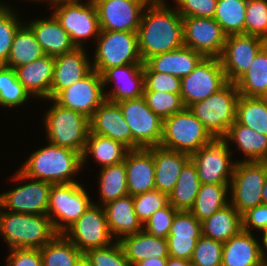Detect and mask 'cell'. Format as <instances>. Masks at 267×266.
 Instances as JSON below:
<instances>
[{
    "instance_id": "1",
    "label": "cell",
    "mask_w": 267,
    "mask_h": 266,
    "mask_svg": "<svg viewBox=\"0 0 267 266\" xmlns=\"http://www.w3.org/2000/svg\"><path fill=\"white\" fill-rule=\"evenodd\" d=\"M137 36L144 63L154 55L170 52L184 45L183 18L176 8L167 7L164 0L148 3L142 13Z\"/></svg>"
},
{
    "instance_id": "2",
    "label": "cell",
    "mask_w": 267,
    "mask_h": 266,
    "mask_svg": "<svg viewBox=\"0 0 267 266\" xmlns=\"http://www.w3.org/2000/svg\"><path fill=\"white\" fill-rule=\"evenodd\" d=\"M81 169V153L49 143L31 153L19 170L31 179L65 184L78 183L72 176Z\"/></svg>"
},
{
    "instance_id": "3",
    "label": "cell",
    "mask_w": 267,
    "mask_h": 266,
    "mask_svg": "<svg viewBox=\"0 0 267 266\" xmlns=\"http://www.w3.org/2000/svg\"><path fill=\"white\" fill-rule=\"evenodd\" d=\"M0 209V232L11 249L42 248L57 233L47 214H24Z\"/></svg>"
},
{
    "instance_id": "4",
    "label": "cell",
    "mask_w": 267,
    "mask_h": 266,
    "mask_svg": "<svg viewBox=\"0 0 267 266\" xmlns=\"http://www.w3.org/2000/svg\"><path fill=\"white\" fill-rule=\"evenodd\" d=\"M239 97L235 83L228 82L219 91L191 105L189 109L214 139H222L236 121Z\"/></svg>"
},
{
    "instance_id": "5",
    "label": "cell",
    "mask_w": 267,
    "mask_h": 266,
    "mask_svg": "<svg viewBox=\"0 0 267 266\" xmlns=\"http://www.w3.org/2000/svg\"><path fill=\"white\" fill-rule=\"evenodd\" d=\"M214 138L189 108L163 119V134L160 147L191 155Z\"/></svg>"
},
{
    "instance_id": "6",
    "label": "cell",
    "mask_w": 267,
    "mask_h": 266,
    "mask_svg": "<svg viewBox=\"0 0 267 266\" xmlns=\"http://www.w3.org/2000/svg\"><path fill=\"white\" fill-rule=\"evenodd\" d=\"M49 100L53 105L44 116L48 143L82 154L90 131L89 118Z\"/></svg>"
},
{
    "instance_id": "7",
    "label": "cell",
    "mask_w": 267,
    "mask_h": 266,
    "mask_svg": "<svg viewBox=\"0 0 267 266\" xmlns=\"http://www.w3.org/2000/svg\"><path fill=\"white\" fill-rule=\"evenodd\" d=\"M92 69L100 75L108 68L144 64L139 52L137 32L100 30Z\"/></svg>"
},
{
    "instance_id": "8",
    "label": "cell",
    "mask_w": 267,
    "mask_h": 266,
    "mask_svg": "<svg viewBox=\"0 0 267 266\" xmlns=\"http://www.w3.org/2000/svg\"><path fill=\"white\" fill-rule=\"evenodd\" d=\"M80 183L52 184L47 215L57 234H63L93 204Z\"/></svg>"
},
{
    "instance_id": "9",
    "label": "cell",
    "mask_w": 267,
    "mask_h": 266,
    "mask_svg": "<svg viewBox=\"0 0 267 266\" xmlns=\"http://www.w3.org/2000/svg\"><path fill=\"white\" fill-rule=\"evenodd\" d=\"M267 178V162L236 161L229 185L230 203L242 215L248 209L263 204L262 188Z\"/></svg>"
},
{
    "instance_id": "10",
    "label": "cell",
    "mask_w": 267,
    "mask_h": 266,
    "mask_svg": "<svg viewBox=\"0 0 267 266\" xmlns=\"http://www.w3.org/2000/svg\"><path fill=\"white\" fill-rule=\"evenodd\" d=\"M132 134V150L159 146L163 119L147 105L143 96L118 103Z\"/></svg>"
},
{
    "instance_id": "11",
    "label": "cell",
    "mask_w": 267,
    "mask_h": 266,
    "mask_svg": "<svg viewBox=\"0 0 267 266\" xmlns=\"http://www.w3.org/2000/svg\"><path fill=\"white\" fill-rule=\"evenodd\" d=\"M228 83L220 58H204L195 69L181 78V99L184 107L203 101Z\"/></svg>"
},
{
    "instance_id": "12",
    "label": "cell",
    "mask_w": 267,
    "mask_h": 266,
    "mask_svg": "<svg viewBox=\"0 0 267 266\" xmlns=\"http://www.w3.org/2000/svg\"><path fill=\"white\" fill-rule=\"evenodd\" d=\"M83 254L91 249L105 247L113 242L103 206L93 203L63 233Z\"/></svg>"
},
{
    "instance_id": "13",
    "label": "cell",
    "mask_w": 267,
    "mask_h": 266,
    "mask_svg": "<svg viewBox=\"0 0 267 266\" xmlns=\"http://www.w3.org/2000/svg\"><path fill=\"white\" fill-rule=\"evenodd\" d=\"M54 8L52 14L70 35L76 47H83V42L88 38L95 36L97 39L100 26L96 5L92 0H88L86 4L81 1L59 3Z\"/></svg>"
},
{
    "instance_id": "14",
    "label": "cell",
    "mask_w": 267,
    "mask_h": 266,
    "mask_svg": "<svg viewBox=\"0 0 267 266\" xmlns=\"http://www.w3.org/2000/svg\"><path fill=\"white\" fill-rule=\"evenodd\" d=\"M229 144L214 139L190 155L201 184H230L236 162L231 161Z\"/></svg>"
},
{
    "instance_id": "15",
    "label": "cell",
    "mask_w": 267,
    "mask_h": 266,
    "mask_svg": "<svg viewBox=\"0 0 267 266\" xmlns=\"http://www.w3.org/2000/svg\"><path fill=\"white\" fill-rule=\"evenodd\" d=\"M12 178L15 181H33L0 194V208L15 213L47 214L52 184L31 179L20 170Z\"/></svg>"
},
{
    "instance_id": "16",
    "label": "cell",
    "mask_w": 267,
    "mask_h": 266,
    "mask_svg": "<svg viewBox=\"0 0 267 266\" xmlns=\"http://www.w3.org/2000/svg\"><path fill=\"white\" fill-rule=\"evenodd\" d=\"M184 46L205 58H220L227 35L214 18L182 17Z\"/></svg>"
},
{
    "instance_id": "17",
    "label": "cell",
    "mask_w": 267,
    "mask_h": 266,
    "mask_svg": "<svg viewBox=\"0 0 267 266\" xmlns=\"http://www.w3.org/2000/svg\"><path fill=\"white\" fill-rule=\"evenodd\" d=\"M266 44L267 41L254 35H228L220 56L227 81L235 83L249 69L251 62Z\"/></svg>"
},
{
    "instance_id": "18",
    "label": "cell",
    "mask_w": 267,
    "mask_h": 266,
    "mask_svg": "<svg viewBox=\"0 0 267 266\" xmlns=\"http://www.w3.org/2000/svg\"><path fill=\"white\" fill-rule=\"evenodd\" d=\"M101 75L92 70L82 80L61 90L53 100L62 107L91 118L95 110L105 100Z\"/></svg>"
},
{
    "instance_id": "19",
    "label": "cell",
    "mask_w": 267,
    "mask_h": 266,
    "mask_svg": "<svg viewBox=\"0 0 267 266\" xmlns=\"http://www.w3.org/2000/svg\"><path fill=\"white\" fill-rule=\"evenodd\" d=\"M98 12L100 30L137 32L145 0H92Z\"/></svg>"
},
{
    "instance_id": "20",
    "label": "cell",
    "mask_w": 267,
    "mask_h": 266,
    "mask_svg": "<svg viewBox=\"0 0 267 266\" xmlns=\"http://www.w3.org/2000/svg\"><path fill=\"white\" fill-rule=\"evenodd\" d=\"M103 88L107 83L116 85L111 93L105 92L106 100L119 103L128 99L143 96L144 74L143 64H127L106 69L102 74Z\"/></svg>"
},
{
    "instance_id": "21",
    "label": "cell",
    "mask_w": 267,
    "mask_h": 266,
    "mask_svg": "<svg viewBox=\"0 0 267 266\" xmlns=\"http://www.w3.org/2000/svg\"><path fill=\"white\" fill-rule=\"evenodd\" d=\"M87 57L84 47H76L70 52L54 57L50 99H53L61 90L82 80L93 70L92 63Z\"/></svg>"
},
{
    "instance_id": "22",
    "label": "cell",
    "mask_w": 267,
    "mask_h": 266,
    "mask_svg": "<svg viewBox=\"0 0 267 266\" xmlns=\"http://www.w3.org/2000/svg\"><path fill=\"white\" fill-rule=\"evenodd\" d=\"M90 132L112 138L132 150V134L118 103L104 100L89 119Z\"/></svg>"
},
{
    "instance_id": "23",
    "label": "cell",
    "mask_w": 267,
    "mask_h": 266,
    "mask_svg": "<svg viewBox=\"0 0 267 266\" xmlns=\"http://www.w3.org/2000/svg\"><path fill=\"white\" fill-rule=\"evenodd\" d=\"M128 195L155 189L153 147L129 150L125 156Z\"/></svg>"
},
{
    "instance_id": "24",
    "label": "cell",
    "mask_w": 267,
    "mask_h": 266,
    "mask_svg": "<svg viewBox=\"0 0 267 266\" xmlns=\"http://www.w3.org/2000/svg\"><path fill=\"white\" fill-rule=\"evenodd\" d=\"M17 79L33 97L50 99L54 56L44 55L29 64L15 68Z\"/></svg>"
},
{
    "instance_id": "25",
    "label": "cell",
    "mask_w": 267,
    "mask_h": 266,
    "mask_svg": "<svg viewBox=\"0 0 267 266\" xmlns=\"http://www.w3.org/2000/svg\"><path fill=\"white\" fill-rule=\"evenodd\" d=\"M153 160L155 163V189L169 196L182 168L190 160V155L155 146L153 147Z\"/></svg>"
},
{
    "instance_id": "26",
    "label": "cell",
    "mask_w": 267,
    "mask_h": 266,
    "mask_svg": "<svg viewBox=\"0 0 267 266\" xmlns=\"http://www.w3.org/2000/svg\"><path fill=\"white\" fill-rule=\"evenodd\" d=\"M204 58L202 54L183 45L170 52L154 55L144 63L153 72L168 73L183 78L188 76Z\"/></svg>"
},
{
    "instance_id": "27",
    "label": "cell",
    "mask_w": 267,
    "mask_h": 266,
    "mask_svg": "<svg viewBox=\"0 0 267 266\" xmlns=\"http://www.w3.org/2000/svg\"><path fill=\"white\" fill-rule=\"evenodd\" d=\"M109 231L119 241L122 237L143 230L134 210L133 196L117 198L103 205Z\"/></svg>"
},
{
    "instance_id": "28",
    "label": "cell",
    "mask_w": 267,
    "mask_h": 266,
    "mask_svg": "<svg viewBox=\"0 0 267 266\" xmlns=\"http://www.w3.org/2000/svg\"><path fill=\"white\" fill-rule=\"evenodd\" d=\"M27 25L31 28L45 55L55 57L76 48L70 35L53 14L48 19L33 20Z\"/></svg>"
},
{
    "instance_id": "29",
    "label": "cell",
    "mask_w": 267,
    "mask_h": 266,
    "mask_svg": "<svg viewBox=\"0 0 267 266\" xmlns=\"http://www.w3.org/2000/svg\"><path fill=\"white\" fill-rule=\"evenodd\" d=\"M119 243L131 266L147 258L169 257L167 238L152 236L144 230L122 237Z\"/></svg>"
},
{
    "instance_id": "30",
    "label": "cell",
    "mask_w": 267,
    "mask_h": 266,
    "mask_svg": "<svg viewBox=\"0 0 267 266\" xmlns=\"http://www.w3.org/2000/svg\"><path fill=\"white\" fill-rule=\"evenodd\" d=\"M254 234L241 230L223 243L221 266H254L263 257Z\"/></svg>"
},
{
    "instance_id": "31",
    "label": "cell",
    "mask_w": 267,
    "mask_h": 266,
    "mask_svg": "<svg viewBox=\"0 0 267 266\" xmlns=\"http://www.w3.org/2000/svg\"><path fill=\"white\" fill-rule=\"evenodd\" d=\"M227 144L229 141L236 142L237 148L245 156L243 161L267 162V135L239 124L235 121L222 138Z\"/></svg>"
},
{
    "instance_id": "32",
    "label": "cell",
    "mask_w": 267,
    "mask_h": 266,
    "mask_svg": "<svg viewBox=\"0 0 267 266\" xmlns=\"http://www.w3.org/2000/svg\"><path fill=\"white\" fill-rule=\"evenodd\" d=\"M201 225L202 236L224 243L242 230V215L229 203Z\"/></svg>"
},
{
    "instance_id": "33",
    "label": "cell",
    "mask_w": 267,
    "mask_h": 266,
    "mask_svg": "<svg viewBox=\"0 0 267 266\" xmlns=\"http://www.w3.org/2000/svg\"><path fill=\"white\" fill-rule=\"evenodd\" d=\"M129 149L112 138L104 137L89 131L82 155V167L91 154L101 168L114 165L125 160Z\"/></svg>"
},
{
    "instance_id": "34",
    "label": "cell",
    "mask_w": 267,
    "mask_h": 266,
    "mask_svg": "<svg viewBox=\"0 0 267 266\" xmlns=\"http://www.w3.org/2000/svg\"><path fill=\"white\" fill-rule=\"evenodd\" d=\"M235 85L242 96L267 98V44L258 52L249 69Z\"/></svg>"
},
{
    "instance_id": "35",
    "label": "cell",
    "mask_w": 267,
    "mask_h": 266,
    "mask_svg": "<svg viewBox=\"0 0 267 266\" xmlns=\"http://www.w3.org/2000/svg\"><path fill=\"white\" fill-rule=\"evenodd\" d=\"M201 182L198 170L191 159L182 168L181 174L169 194V203L178 211H189L195 202Z\"/></svg>"
},
{
    "instance_id": "36",
    "label": "cell",
    "mask_w": 267,
    "mask_h": 266,
    "mask_svg": "<svg viewBox=\"0 0 267 266\" xmlns=\"http://www.w3.org/2000/svg\"><path fill=\"white\" fill-rule=\"evenodd\" d=\"M44 55L45 53L31 28L23 23L14 36L5 66L15 69L29 64Z\"/></svg>"
},
{
    "instance_id": "37",
    "label": "cell",
    "mask_w": 267,
    "mask_h": 266,
    "mask_svg": "<svg viewBox=\"0 0 267 266\" xmlns=\"http://www.w3.org/2000/svg\"><path fill=\"white\" fill-rule=\"evenodd\" d=\"M43 266H81L83 253L64 235L56 234L40 248Z\"/></svg>"
},
{
    "instance_id": "38",
    "label": "cell",
    "mask_w": 267,
    "mask_h": 266,
    "mask_svg": "<svg viewBox=\"0 0 267 266\" xmlns=\"http://www.w3.org/2000/svg\"><path fill=\"white\" fill-rule=\"evenodd\" d=\"M230 184H201L193 207L189 210L199 221L225 207Z\"/></svg>"
},
{
    "instance_id": "39",
    "label": "cell",
    "mask_w": 267,
    "mask_h": 266,
    "mask_svg": "<svg viewBox=\"0 0 267 266\" xmlns=\"http://www.w3.org/2000/svg\"><path fill=\"white\" fill-rule=\"evenodd\" d=\"M98 179L101 206L128 195L125 160L101 168Z\"/></svg>"
},
{
    "instance_id": "40",
    "label": "cell",
    "mask_w": 267,
    "mask_h": 266,
    "mask_svg": "<svg viewBox=\"0 0 267 266\" xmlns=\"http://www.w3.org/2000/svg\"><path fill=\"white\" fill-rule=\"evenodd\" d=\"M236 121L254 131L267 135V98L240 95L237 103Z\"/></svg>"
},
{
    "instance_id": "41",
    "label": "cell",
    "mask_w": 267,
    "mask_h": 266,
    "mask_svg": "<svg viewBox=\"0 0 267 266\" xmlns=\"http://www.w3.org/2000/svg\"><path fill=\"white\" fill-rule=\"evenodd\" d=\"M248 0H218L215 21L228 36L244 34L246 7Z\"/></svg>"
},
{
    "instance_id": "42",
    "label": "cell",
    "mask_w": 267,
    "mask_h": 266,
    "mask_svg": "<svg viewBox=\"0 0 267 266\" xmlns=\"http://www.w3.org/2000/svg\"><path fill=\"white\" fill-rule=\"evenodd\" d=\"M30 93L17 79L15 69L0 65V105L17 107L25 104Z\"/></svg>"
},
{
    "instance_id": "43",
    "label": "cell",
    "mask_w": 267,
    "mask_h": 266,
    "mask_svg": "<svg viewBox=\"0 0 267 266\" xmlns=\"http://www.w3.org/2000/svg\"><path fill=\"white\" fill-rule=\"evenodd\" d=\"M86 266H131L119 241L112 244L88 250L83 254Z\"/></svg>"
},
{
    "instance_id": "44",
    "label": "cell",
    "mask_w": 267,
    "mask_h": 266,
    "mask_svg": "<svg viewBox=\"0 0 267 266\" xmlns=\"http://www.w3.org/2000/svg\"><path fill=\"white\" fill-rule=\"evenodd\" d=\"M1 3V2H0ZM22 25L13 9L0 4V65H6L17 29Z\"/></svg>"
},
{
    "instance_id": "45",
    "label": "cell",
    "mask_w": 267,
    "mask_h": 266,
    "mask_svg": "<svg viewBox=\"0 0 267 266\" xmlns=\"http://www.w3.org/2000/svg\"><path fill=\"white\" fill-rule=\"evenodd\" d=\"M143 97L148 107L162 119L184 108L180 93L144 91Z\"/></svg>"
},
{
    "instance_id": "46",
    "label": "cell",
    "mask_w": 267,
    "mask_h": 266,
    "mask_svg": "<svg viewBox=\"0 0 267 266\" xmlns=\"http://www.w3.org/2000/svg\"><path fill=\"white\" fill-rule=\"evenodd\" d=\"M244 34L258 36L267 41V0H248Z\"/></svg>"
},
{
    "instance_id": "47",
    "label": "cell",
    "mask_w": 267,
    "mask_h": 266,
    "mask_svg": "<svg viewBox=\"0 0 267 266\" xmlns=\"http://www.w3.org/2000/svg\"><path fill=\"white\" fill-rule=\"evenodd\" d=\"M223 243L201 236L195 246L192 258V266H221Z\"/></svg>"
},
{
    "instance_id": "48",
    "label": "cell",
    "mask_w": 267,
    "mask_h": 266,
    "mask_svg": "<svg viewBox=\"0 0 267 266\" xmlns=\"http://www.w3.org/2000/svg\"><path fill=\"white\" fill-rule=\"evenodd\" d=\"M134 210L142 225L158 209L169 204L168 195L159 190H151L144 194L133 196Z\"/></svg>"
},
{
    "instance_id": "49",
    "label": "cell",
    "mask_w": 267,
    "mask_h": 266,
    "mask_svg": "<svg viewBox=\"0 0 267 266\" xmlns=\"http://www.w3.org/2000/svg\"><path fill=\"white\" fill-rule=\"evenodd\" d=\"M144 91H160L170 93L181 92V78L168 74L153 72L143 64Z\"/></svg>"
},
{
    "instance_id": "50",
    "label": "cell",
    "mask_w": 267,
    "mask_h": 266,
    "mask_svg": "<svg viewBox=\"0 0 267 266\" xmlns=\"http://www.w3.org/2000/svg\"><path fill=\"white\" fill-rule=\"evenodd\" d=\"M178 212L170 203L154 212L143 224V230L155 237L167 238L173 218Z\"/></svg>"
},
{
    "instance_id": "51",
    "label": "cell",
    "mask_w": 267,
    "mask_h": 266,
    "mask_svg": "<svg viewBox=\"0 0 267 266\" xmlns=\"http://www.w3.org/2000/svg\"><path fill=\"white\" fill-rule=\"evenodd\" d=\"M168 236H202V225L190 211H178Z\"/></svg>"
},
{
    "instance_id": "52",
    "label": "cell",
    "mask_w": 267,
    "mask_h": 266,
    "mask_svg": "<svg viewBox=\"0 0 267 266\" xmlns=\"http://www.w3.org/2000/svg\"><path fill=\"white\" fill-rule=\"evenodd\" d=\"M218 0H175L176 10L182 17L213 18Z\"/></svg>"
},
{
    "instance_id": "53",
    "label": "cell",
    "mask_w": 267,
    "mask_h": 266,
    "mask_svg": "<svg viewBox=\"0 0 267 266\" xmlns=\"http://www.w3.org/2000/svg\"><path fill=\"white\" fill-rule=\"evenodd\" d=\"M201 236H168L169 256L190 261Z\"/></svg>"
},
{
    "instance_id": "54",
    "label": "cell",
    "mask_w": 267,
    "mask_h": 266,
    "mask_svg": "<svg viewBox=\"0 0 267 266\" xmlns=\"http://www.w3.org/2000/svg\"><path fill=\"white\" fill-rule=\"evenodd\" d=\"M7 266H43L41 251L38 248L10 249Z\"/></svg>"
},
{
    "instance_id": "55",
    "label": "cell",
    "mask_w": 267,
    "mask_h": 266,
    "mask_svg": "<svg viewBox=\"0 0 267 266\" xmlns=\"http://www.w3.org/2000/svg\"><path fill=\"white\" fill-rule=\"evenodd\" d=\"M251 228L267 229V205L260 204L242 214V230L252 233Z\"/></svg>"
},
{
    "instance_id": "56",
    "label": "cell",
    "mask_w": 267,
    "mask_h": 266,
    "mask_svg": "<svg viewBox=\"0 0 267 266\" xmlns=\"http://www.w3.org/2000/svg\"><path fill=\"white\" fill-rule=\"evenodd\" d=\"M167 258H147L137 262L134 266H166Z\"/></svg>"
},
{
    "instance_id": "57",
    "label": "cell",
    "mask_w": 267,
    "mask_h": 266,
    "mask_svg": "<svg viewBox=\"0 0 267 266\" xmlns=\"http://www.w3.org/2000/svg\"><path fill=\"white\" fill-rule=\"evenodd\" d=\"M166 266H192L191 262L184 259H178L169 256L167 258Z\"/></svg>"
},
{
    "instance_id": "58",
    "label": "cell",
    "mask_w": 267,
    "mask_h": 266,
    "mask_svg": "<svg viewBox=\"0 0 267 266\" xmlns=\"http://www.w3.org/2000/svg\"><path fill=\"white\" fill-rule=\"evenodd\" d=\"M260 232H263V237H262L263 244L262 245H264V246H262L260 244V252H261L262 257L266 258L267 257V229L262 230Z\"/></svg>"
},
{
    "instance_id": "59",
    "label": "cell",
    "mask_w": 267,
    "mask_h": 266,
    "mask_svg": "<svg viewBox=\"0 0 267 266\" xmlns=\"http://www.w3.org/2000/svg\"><path fill=\"white\" fill-rule=\"evenodd\" d=\"M262 200H263V204L267 205V178L265 181V184L262 188Z\"/></svg>"
},
{
    "instance_id": "60",
    "label": "cell",
    "mask_w": 267,
    "mask_h": 266,
    "mask_svg": "<svg viewBox=\"0 0 267 266\" xmlns=\"http://www.w3.org/2000/svg\"><path fill=\"white\" fill-rule=\"evenodd\" d=\"M46 1L54 6L59 3L79 2L81 0H46Z\"/></svg>"
},
{
    "instance_id": "61",
    "label": "cell",
    "mask_w": 267,
    "mask_h": 266,
    "mask_svg": "<svg viewBox=\"0 0 267 266\" xmlns=\"http://www.w3.org/2000/svg\"><path fill=\"white\" fill-rule=\"evenodd\" d=\"M254 266H267V257L262 258L259 262H257Z\"/></svg>"
},
{
    "instance_id": "62",
    "label": "cell",
    "mask_w": 267,
    "mask_h": 266,
    "mask_svg": "<svg viewBox=\"0 0 267 266\" xmlns=\"http://www.w3.org/2000/svg\"><path fill=\"white\" fill-rule=\"evenodd\" d=\"M147 3H151V2H155V1H158V0H145Z\"/></svg>"
},
{
    "instance_id": "63",
    "label": "cell",
    "mask_w": 267,
    "mask_h": 266,
    "mask_svg": "<svg viewBox=\"0 0 267 266\" xmlns=\"http://www.w3.org/2000/svg\"><path fill=\"white\" fill-rule=\"evenodd\" d=\"M30 1H39V2L44 1L45 2L46 0H30Z\"/></svg>"
}]
</instances>
